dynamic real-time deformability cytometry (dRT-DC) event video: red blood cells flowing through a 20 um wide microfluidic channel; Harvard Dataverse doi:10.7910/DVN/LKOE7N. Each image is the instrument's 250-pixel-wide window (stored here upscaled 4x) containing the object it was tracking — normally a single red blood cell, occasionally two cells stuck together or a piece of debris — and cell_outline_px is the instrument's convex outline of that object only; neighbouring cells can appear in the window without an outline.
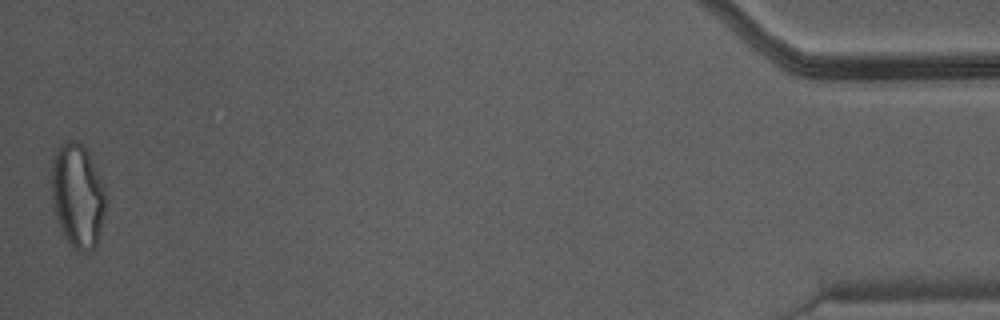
{"species": "Egyptian fruit bat (a non-hibernating species)", "species_latin": "Rousettus aegyptiacus", "temperature_condition": "warm", "stored_images_in_passage": 46, "camera_frame_rate_fps": 3000, "um_per_image_px": 0.085, "animal": {"sex": "male"}, "frame": {"image": 1, "passage_image": 46, "time_ms": 15.0, "image_size_px": [1000, 320], "cell_outline_px": [[108, 200], [96, 248], [92, 252], [80, 252], [72, 248], [68, 244], [60, 228], [52, 204], [52, 164], [56, 152], [60, 144], [68, 140], [76, 140], [88, 152], [104, 188]], "centroid_in_image_um": [6.61, 16.7], "position_along_channel_um": 428.6, "area_um2": 33.12}}